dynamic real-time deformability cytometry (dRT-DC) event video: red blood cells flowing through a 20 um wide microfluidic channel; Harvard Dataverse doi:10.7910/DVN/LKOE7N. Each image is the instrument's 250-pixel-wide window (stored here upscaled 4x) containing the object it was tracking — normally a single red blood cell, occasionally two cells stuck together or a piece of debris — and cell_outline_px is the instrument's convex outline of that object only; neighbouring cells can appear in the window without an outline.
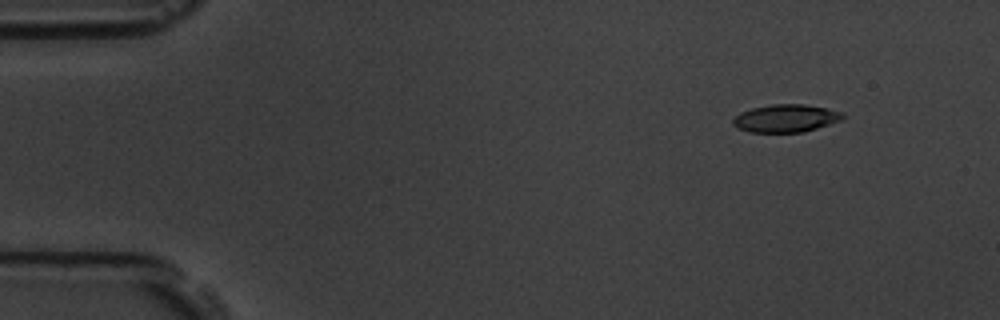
{"species": "common noctule bat (a hibernating species)", "species_latin": "Nyctalus noctula", "temperature_condition": "room temperature", "stored_images_in_passage": 5, "camera_frame_rate_fps": 3000, "um_per_image_px": 0.085, "animal": {"sex": "male", "body_mass_g": 19.5, "forearm_length_mm": 54.6}, "frame": {"image": 1, "passage_image": 2, "time_ms": 0.333, "image_size_px": [1000, 320], "cell_outline_px": [[844, 120], [804, 132], [748, 132], [736, 128], [732, 124], [732, 120], [740, 112], [752, 108], [772, 104], [804, 104], [844, 112]], "centroid_in_image_um": [66.8, 10.06], "position_along_channel_um": 18.2, "area_um2": 17.92}}
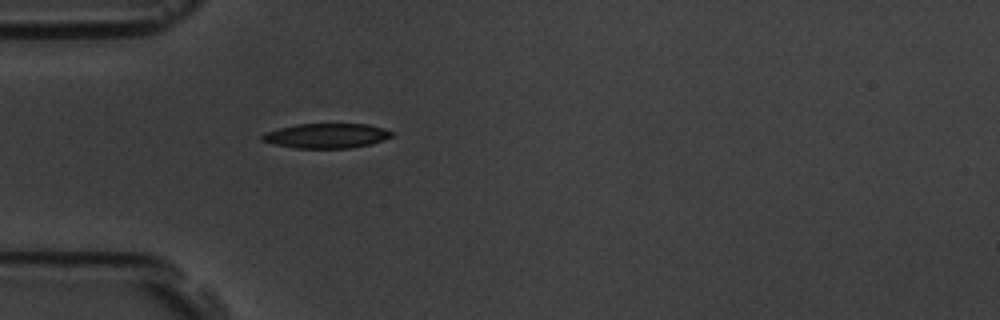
{"frame": {"image": 2, "passage_image": 5, "time_ms": 1.333, "image_size_px": [1000, 320], "cell_outline_px": [[396, 132], [392, 136], [384, 140], [372, 144], [348, 148], [296, 148], [276, 144], [260, 140], [260, 136], [264, 132], [296, 124], [368, 124], [384, 128]], "centroid_in_image_um": [27.79, 11.53], "position_along_channel_um": 57.2, "area_um2": 18.79}}